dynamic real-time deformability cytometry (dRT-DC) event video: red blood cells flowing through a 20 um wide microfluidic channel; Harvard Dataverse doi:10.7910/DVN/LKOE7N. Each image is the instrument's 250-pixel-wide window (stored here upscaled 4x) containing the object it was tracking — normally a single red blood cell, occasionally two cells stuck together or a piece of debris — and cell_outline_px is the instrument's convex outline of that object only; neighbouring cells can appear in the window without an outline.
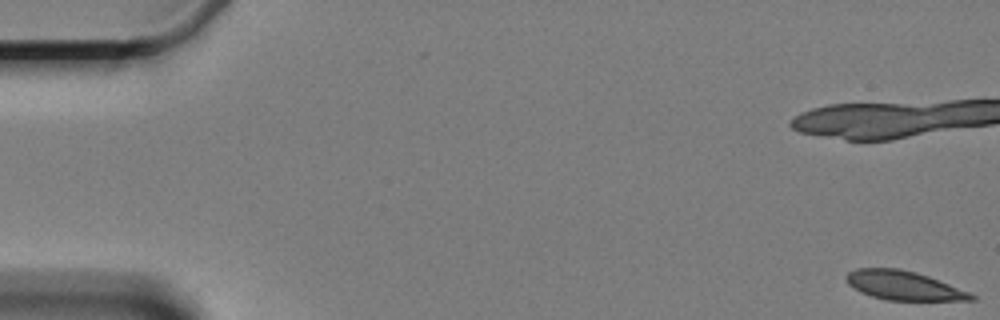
{"species": "Egyptian fruit bat (a non-hibernating species)", "species_latin": "Rousettus aegyptiacus", "temperature_condition": "cold", "stored_images_in_passage": 61, "camera_frame_rate_fps": 3000, "um_per_image_px": 0.085, "animal": {"sex": "female"}, "frame": {"image": 1, "passage_image": 1, "time_ms": 0.0, "image_size_px": [1000, 320], "cell_outline_px": [[976, 300], [884, 300], [860, 292], [848, 284], [844, 280], [844, 276], [848, 272], [856, 268], [900, 268], [916, 272], [928, 276], [968, 292], [976, 296]], "centroid_in_image_um": [76.74, 24.26], "position_along_channel_um": 8.3, "area_um2": 21.1}, "authors_computed_cell_mechanics": {"area_um2": 22.7732, "velocity_mm_per_s": 3.3085, "shape_relaxation_time_tau1_ms": 4.8708, "shape_relaxation_time_tau2_ms": 3.6137, "deformation_change_tau1": 0.1027, "deformation_change_tau2": 0.0879}}